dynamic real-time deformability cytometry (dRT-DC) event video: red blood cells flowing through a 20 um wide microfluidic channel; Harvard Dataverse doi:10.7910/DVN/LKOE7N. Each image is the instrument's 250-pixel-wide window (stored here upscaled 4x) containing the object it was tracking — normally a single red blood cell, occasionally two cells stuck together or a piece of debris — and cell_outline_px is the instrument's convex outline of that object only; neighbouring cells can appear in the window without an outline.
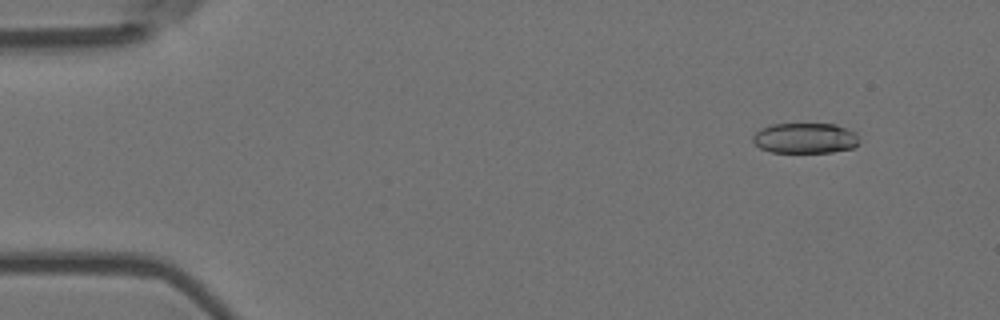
{"species": "Egyptian fruit bat (a non-hibernating species)", "species_latin": "Rousettus aegyptiacus", "temperature_condition": "room temperature", "stored_images_in_passage": 56, "camera_frame_rate_fps": 3000, "um_per_image_px": 0.085, "animal": {"sex": "female"}, "frame": {"image": 1, "passage_image": 6, "time_ms": 1.667, "image_size_px": [1000, 320], "cell_outline_px": [[860, 144], [852, 148], [832, 152], [772, 152], [760, 148], [752, 140], [752, 136], [760, 128], [772, 124], [836, 124], [856, 132], [860, 140]], "centroid_in_image_um": [68.46, 11.74], "position_along_channel_um": 16.5, "area_um2": 19.02}}
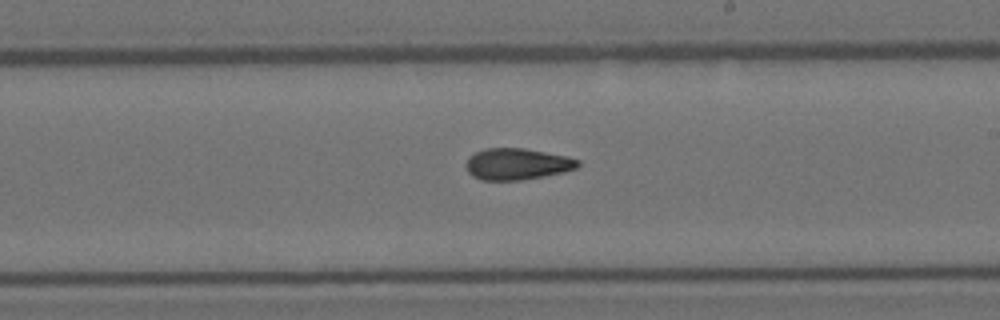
{"frame": {"image": 2, "passage_image": 33, "time_ms": 10.667, "image_size_px": [1000, 320], "cell_outline_px": [[580, 164], [576, 168], [564, 172], [544, 176], [520, 180], [480, 180], [472, 176], [468, 172], [464, 164], [468, 156], [484, 148], [524, 148], [568, 156], [580, 160]], "centroid_in_image_um": [43.93, 13.94], "position_along_channel_um": 245.1, "area_um2": 20.75}}
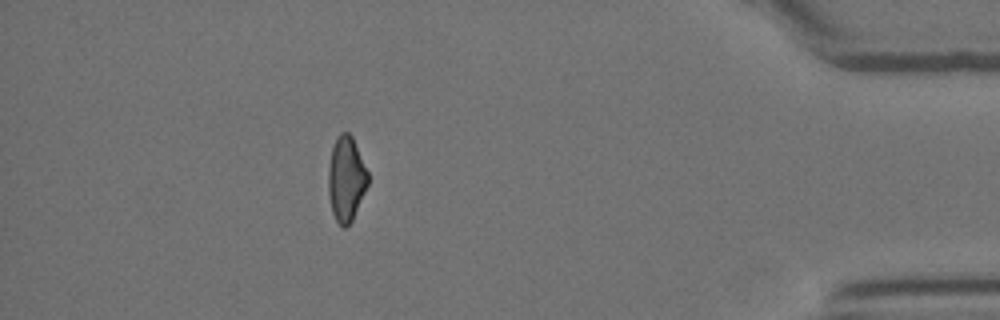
{"frame": {"image": 3, "passage_image": 50, "time_ms": 16.333, "image_size_px": [1000, 320], "cell_outline_px": [[368, 184], [352, 220], [344, 228], [336, 220], [332, 212], [328, 196], [328, 168], [332, 148], [336, 136], [340, 132], [348, 132], [352, 136], [368, 172]], "centroid_in_image_um": [29.41, 15.18], "position_along_channel_um": 405.8, "area_um2": 19.54}, "authors_computed_cell_mechanics": {"area_um2": 20.4901, "velocity_mm_per_s": 3.684, "shape_relaxation_time_tau1_ms": 6.8158, "shape_relaxation_time_tau2_ms": 4.1156, "deformation_change_tau1": 0.1878, "deformation_change_tau2": 0.1111}}